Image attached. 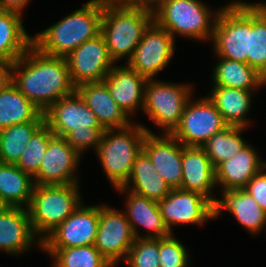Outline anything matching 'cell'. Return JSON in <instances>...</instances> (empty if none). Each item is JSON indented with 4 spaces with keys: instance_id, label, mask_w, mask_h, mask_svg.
Listing matches in <instances>:
<instances>
[{
    "instance_id": "cell-6",
    "label": "cell",
    "mask_w": 266,
    "mask_h": 267,
    "mask_svg": "<svg viewBox=\"0 0 266 267\" xmlns=\"http://www.w3.org/2000/svg\"><path fill=\"white\" fill-rule=\"evenodd\" d=\"M148 128L141 123H131L125 128L104 130L96 153L114 189L122 187L129 179Z\"/></svg>"
},
{
    "instance_id": "cell-15",
    "label": "cell",
    "mask_w": 266,
    "mask_h": 267,
    "mask_svg": "<svg viewBox=\"0 0 266 267\" xmlns=\"http://www.w3.org/2000/svg\"><path fill=\"white\" fill-rule=\"evenodd\" d=\"M99 224V205L77 209L43 241L42 248H71L94 245Z\"/></svg>"
},
{
    "instance_id": "cell-11",
    "label": "cell",
    "mask_w": 266,
    "mask_h": 267,
    "mask_svg": "<svg viewBox=\"0 0 266 267\" xmlns=\"http://www.w3.org/2000/svg\"><path fill=\"white\" fill-rule=\"evenodd\" d=\"M136 237L123 210L99 205V224L94 246L115 267L127 258Z\"/></svg>"
},
{
    "instance_id": "cell-1",
    "label": "cell",
    "mask_w": 266,
    "mask_h": 267,
    "mask_svg": "<svg viewBox=\"0 0 266 267\" xmlns=\"http://www.w3.org/2000/svg\"><path fill=\"white\" fill-rule=\"evenodd\" d=\"M12 83L43 113L76 91L66 58L43 54L33 45L13 63Z\"/></svg>"
},
{
    "instance_id": "cell-7",
    "label": "cell",
    "mask_w": 266,
    "mask_h": 267,
    "mask_svg": "<svg viewBox=\"0 0 266 267\" xmlns=\"http://www.w3.org/2000/svg\"><path fill=\"white\" fill-rule=\"evenodd\" d=\"M79 183L34 186L28 207L31 225L43 241L83 202Z\"/></svg>"
},
{
    "instance_id": "cell-8",
    "label": "cell",
    "mask_w": 266,
    "mask_h": 267,
    "mask_svg": "<svg viewBox=\"0 0 266 267\" xmlns=\"http://www.w3.org/2000/svg\"><path fill=\"white\" fill-rule=\"evenodd\" d=\"M251 32V3L230 1L221 9L214 28L212 43L217 57L247 64Z\"/></svg>"
},
{
    "instance_id": "cell-21",
    "label": "cell",
    "mask_w": 266,
    "mask_h": 267,
    "mask_svg": "<svg viewBox=\"0 0 266 267\" xmlns=\"http://www.w3.org/2000/svg\"><path fill=\"white\" fill-rule=\"evenodd\" d=\"M182 183L180 189L198 192L212 203L217 198L213 190L217 187L215 168L203 147L183 146L182 149Z\"/></svg>"
},
{
    "instance_id": "cell-3",
    "label": "cell",
    "mask_w": 266,
    "mask_h": 267,
    "mask_svg": "<svg viewBox=\"0 0 266 267\" xmlns=\"http://www.w3.org/2000/svg\"><path fill=\"white\" fill-rule=\"evenodd\" d=\"M43 114L53 134L63 137L81 156L89 148L96 152L104 129L77 91L60 98Z\"/></svg>"
},
{
    "instance_id": "cell-41",
    "label": "cell",
    "mask_w": 266,
    "mask_h": 267,
    "mask_svg": "<svg viewBox=\"0 0 266 267\" xmlns=\"http://www.w3.org/2000/svg\"><path fill=\"white\" fill-rule=\"evenodd\" d=\"M112 1L125 5H144L153 7L159 0H112Z\"/></svg>"
},
{
    "instance_id": "cell-37",
    "label": "cell",
    "mask_w": 266,
    "mask_h": 267,
    "mask_svg": "<svg viewBox=\"0 0 266 267\" xmlns=\"http://www.w3.org/2000/svg\"><path fill=\"white\" fill-rule=\"evenodd\" d=\"M188 248L178 241L173 233L165 238H159V266L187 267L190 257Z\"/></svg>"
},
{
    "instance_id": "cell-35",
    "label": "cell",
    "mask_w": 266,
    "mask_h": 267,
    "mask_svg": "<svg viewBox=\"0 0 266 267\" xmlns=\"http://www.w3.org/2000/svg\"><path fill=\"white\" fill-rule=\"evenodd\" d=\"M54 136L50 128L43 123L31 136L24 152L15 165L34 177L39 171L42 157L45 156L49 141Z\"/></svg>"
},
{
    "instance_id": "cell-5",
    "label": "cell",
    "mask_w": 266,
    "mask_h": 267,
    "mask_svg": "<svg viewBox=\"0 0 266 267\" xmlns=\"http://www.w3.org/2000/svg\"><path fill=\"white\" fill-rule=\"evenodd\" d=\"M154 21L176 35L195 40H212L217 17L223 7L214 12L201 0H159L153 7Z\"/></svg>"
},
{
    "instance_id": "cell-38",
    "label": "cell",
    "mask_w": 266,
    "mask_h": 267,
    "mask_svg": "<svg viewBox=\"0 0 266 267\" xmlns=\"http://www.w3.org/2000/svg\"><path fill=\"white\" fill-rule=\"evenodd\" d=\"M266 167L258 172L244 188L266 213Z\"/></svg>"
},
{
    "instance_id": "cell-29",
    "label": "cell",
    "mask_w": 266,
    "mask_h": 267,
    "mask_svg": "<svg viewBox=\"0 0 266 267\" xmlns=\"http://www.w3.org/2000/svg\"><path fill=\"white\" fill-rule=\"evenodd\" d=\"M31 121H44L43 112L10 83L0 91V130Z\"/></svg>"
},
{
    "instance_id": "cell-18",
    "label": "cell",
    "mask_w": 266,
    "mask_h": 267,
    "mask_svg": "<svg viewBox=\"0 0 266 267\" xmlns=\"http://www.w3.org/2000/svg\"><path fill=\"white\" fill-rule=\"evenodd\" d=\"M34 244L42 248V241L32 229L28 208L9 207L0 214V251L20 255Z\"/></svg>"
},
{
    "instance_id": "cell-9",
    "label": "cell",
    "mask_w": 266,
    "mask_h": 267,
    "mask_svg": "<svg viewBox=\"0 0 266 267\" xmlns=\"http://www.w3.org/2000/svg\"><path fill=\"white\" fill-rule=\"evenodd\" d=\"M194 88L188 83L178 84L148 79L145 85L144 114L160 128L162 134H172L179 126L181 116Z\"/></svg>"
},
{
    "instance_id": "cell-31",
    "label": "cell",
    "mask_w": 266,
    "mask_h": 267,
    "mask_svg": "<svg viewBox=\"0 0 266 267\" xmlns=\"http://www.w3.org/2000/svg\"><path fill=\"white\" fill-rule=\"evenodd\" d=\"M41 250L52 257L53 267H114L94 245Z\"/></svg>"
},
{
    "instance_id": "cell-25",
    "label": "cell",
    "mask_w": 266,
    "mask_h": 267,
    "mask_svg": "<svg viewBox=\"0 0 266 267\" xmlns=\"http://www.w3.org/2000/svg\"><path fill=\"white\" fill-rule=\"evenodd\" d=\"M122 188L156 202L164 199L172 189L156 172L143 150L137 155L130 177Z\"/></svg>"
},
{
    "instance_id": "cell-14",
    "label": "cell",
    "mask_w": 266,
    "mask_h": 267,
    "mask_svg": "<svg viewBox=\"0 0 266 267\" xmlns=\"http://www.w3.org/2000/svg\"><path fill=\"white\" fill-rule=\"evenodd\" d=\"M158 205L163 221L171 234L172 226L201 225L213 219V203L198 192L180 188L171 189Z\"/></svg>"
},
{
    "instance_id": "cell-30",
    "label": "cell",
    "mask_w": 266,
    "mask_h": 267,
    "mask_svg": "<svg viewBox=\"0 0 266 267\" xmlns=\"http://www.w3.org/2000/svg\"><path fill=\"white\" fill-rule=\"evenodd\" d=\"M35 183L15 164L0 162V196L10 207L28 208Z\"/></svg>"
},
{
    "instance_id": "cell-20",
    "label": "cell",
    "mask_w": 266,
    "mask_h": 267,
    "mask_svg": "<svg viewBox=\"0 0 266 267\" xmlns=\"http://www.w3.org/2000/svg\"><path fill=\"white\" fill-rule=\"evenodd\" d=\"M221 192V199H216L213 203V219L218 218L225 209L252 235H257L266 228V213L245 189Z\"/></svg>"
},
{
    "instance_id": "cell-40",
    "label": "cell",
    "mask_w": 266,
    "mask_h": 267,
    "mask_svg": "<svg viewBox=\"0 0 266 267\" xmlns=\"http://www.w3.org/2000/svg\"><path fill=\"white\" fill-rule=\"evenodd\" d=\"M30 0H0L3 11L16 12L23 15V11L29 5Z\"/></svg>"
},
{
    "instance_id": "cell-23",
    "label": "cell",
    "mask_w": 266,
    "mask_h": 267,
    "mask_svg": "<svg viewBox=\"0 0 266 267\" xmlns=\"http://www.w3.org/2000/svg\"><path fill=\"white\" fill-rule=\"evenodd\" d=\"M261 160L257 150L247 143L233 158L215 168L216 186L222 188L221 190L244 189L266 167V162Z\"/></svg>"
},
{
    "instance_id": "cell-24",
    "label": "cell",
    "mask_w": 266,
    "mask_h": 267,
    "mask_svg": "<svg viewBox=\"0 0 266 267\" xmlns=\"http://www.w3.org/2000/svg\"><path fill=\"white\" fill-rule=\"evenodd\" d=\"M76 91L96 115L104 130L125 128L131 124L132 117L129 118L117 105L104 81L82 84L76 88Z\"/></svg>"
},
{
    "instance_id": "cell-28",
    "label": "cell",
    "mask_w": 266,
    "mask_h": 267,
    "mask_svg": "<svg viewBox=\"0 0 266 267\" xmlns=\"http://www.w3.org/2000/svg\"><path fill=\"white\" fill-rule=\"evenodd\" d=\"M213 70V86H223L254 91L266 85V78L254 67L240 61H232L223 57Z\"/></svg>"
},
{
    "instance_id": "cell-39",
    "label": "cell",
    "mask_w": 266,
    "mask_h": 267,
    "mask_svg": "<svg viewBox=\"0 0 266 267\" xmlns=\"http://www.w3.org/2000/svg\"><path fill=\"white\" fill-rule=\"evenodd\" d=\"M13 63L0 59V91L12 83Z\"/></svg>"
},
{
    "instance_id": "cell-4",
    "label": "cell",
    "mask_w": 266,
    "mask_h": 267,
    "mask_svg": "<svg viewBox=\"0 0 266 267\" xmlns=\"http://www.w3.org/2000/svg\"><path fill=\"white\" fill-rule=\"evenodd\" d=\"M154 21L153 8L144 5H125L104 0L101 34L109 54L117 64L129 60L141 41L145 30Z\"/></svg>"
},
{
    "instance_id": "cell-12",
    "label": "cell",
    "mask_w": 266,
    "mask_h": 267,
    "mask_svg": "<svg viewBox=\"0 0 266 267\" xmlns=\"http://www.w3.org/2000/svg\"><path fill=\"white\" fill-rule=\"evenodd\" d=\"M175 45L172 35L153 21L145 30L133 56L125 64L139 75L155 79V75L171 61Z\"/></svg>"
},
{
    "instance_id": "cell-43",
    "label": "cell",
    "mask_w": 266,
    "mask_h": 267,
    "mask_svg": "<svg viewBox=\"0 0 266 267\" xmlns=\"http://www.w3.org/2000/svg\"><path fill=\"white\" fill-rule=\"evenodd\" d=\"M266 15V2L254 3Z\"/></svg>"
},
{
    "instance_id": "cell-26",
    "label": "cell",
    "mask_w": 266,
    "mask_h": 267,
    "mask_svg": "<svg viewBox=\"0 0 266 267\" xmlns=\"http://www.w3.org/2000/svg\"><path fill=\"white\" fill-rule=\"evenodd\" d=\"M252 91L213 86L208 98L214 103L228 126L248 128L246 118L251 110Z\"/></svg>"
},
{
    "instance_id": "cell-42",
    "label": "cell",
    "mask_w": 266,
    "mask_h": 267,
    "mask_svg": "<svg viewBox=\"0 0 266 267\" xmlns=\"http://www.w3.org/2000/svg\"><path fill=\"white\" fill-rule=\"evenodd\" d=\"M9 207L8 203L0 196V214L6 211Z\"/></svg>"
},
{
    "instance_id": "cell-16",
    "label": "cell",
    "mask_w": 266,
    "mask_h": 267,
    "mask_svg": "<svg viewBox=\"0 0 266 267\" xmlns=\"http://www.w3.org/2000/svg\"><path fill=\"white\" fill-rule=\"evenodd\" d=\"M81 155L63 137L54 136L48 144L38 173L33 177L36 185L73 184L77 179V166Z\"/></svg>"
},
{
    "instance_id": "cell-10",
    "label": "cell",
    "mask_w": 266,
    "mask_h": 267,
    "mask_svg": "<svg viewBox=\"0 0 266 267\" xmlns=\"http://www.w3.org/2000/svg\"><path fill=\"white\" fill-rule=\"evenodd\" d=\"M192 100L191 97L186 103L180 124L172 135L184 146L202 147L228 125L208 96Z\"/></svg>"
},
{
    "instance_id": "cell-2",
    "label": "cell",
    "mask_w": 266,
    "mask_h": 267,
    "mask_svg": "<svg viewBox=\"0 0 266 267\" xmlns=\"http://www.w3.org/2000/svg\"><path fill=\"white\" fill-rule=\"evenodd\" d=\"M104 0H89L49 28L32 35V45L43 54L66 58L85 41L101 33Z\"/></svg>"
},
{
    "instance_id": "cell-22",
    "label": "cell",
    "mask_w": 266,
    "mask_h": 267,
    "mask_svg": "<svg viewBox=\"0 0 266 267\" xmlns=\"http://www.w3.org/2000/svg\"><path fill=\"white\" fill-rule=\"evenodd\" d=\"M115 190L121 192V194L128 193L126 195L124 213L136 238H165L171 235L161 216L158 202L125 190L122 187ZM140 227L148 231L144 235H140L138 231Z\"/></svg>"
},
{
    "instance_id": "cell-32",
    "label": "cell",
    "mask_w": 266,
    "mask_h": 267,
    "mask_svg": "<svg viewBox=\"0 0 266 267\" xmlns=\"http://www.w3.org/2000/svg\"><path fill=\"white\" fill-rule=\"evenodd\" d=\"M43 123L31 121L0 130V162L16 164L31 136Z\"/></svg>"
},
{
    "instance_id": "cell-36",
    "label": "cell",
    "mask_w": 266,
    "mask_h": 267,
    "mask_svg": "<svg viewBox=\"0 0 266 267\" xmlns=\"http://www.w3.org/2000/svg\"><path fill=\"white\" fill-rule=\"evenodd\" d=\"M124 262L128 267H160L159 238H136Z\"/></svg>"
},
{
    "instance_id": "cell-17",
    "label": "cell",
    "mask_w": 266,
    "mask_h": 267,
    "mask_svg": "<svg viewBox=\"0 0 266 267\" xmlns=\"http://www.w3.org/2000/svg\"><path fill=\"white\" fill-rule=\"evenodd\" d=\"M183 144L172 134H155L150 129L144 138L142 150L148 155L156 172L172 188L182 183Z\"/></svg>"
},
{
    "instance_id": "cell-19",
    "label": "cell",
    "mask_w": 266,
    "mask_h": 267,
    "mask_svg": "<svg viewBox=\"0 0 266 267\" xmlns=\"http://www.w3.org/2000/svg\"><path fill=\"white\" fill-rule=\"evenodd\" d=\"M147 78L139 75L126 65L112 67L103 80L110 95L128 117L144 107L145 85Z\"/></svg>"
},
{
    "instance_id": "cell-33",
    "label": "cell",
    "mask_w": 266,
    "mask_h": 267,
    "mask_svg": "<svg viewBox=\"0 0 266 267\" xmlns=\"http://www.w3.org/2000/svg\"><path fill=\"white\" fill-rule=\"evenodd\" d=\"M245 127L227 126L215 133L202 147L214 168L233 158L248 143L242 138ZM241 135V136H240Z\"/></svg>"
},
{
    "instance_id": "cell-13",
    "label": "cell",
    "mask_w": 266,
    "mask_h": 267,
    "mask_svg": "<svg viewBox=\"0 0 266 267\" xmlns=\"http://www.w3.org/2000/svg\"><path fill=\"white\" fill-rule=\"evenodd\" d=\"M66 61L76 88L86 83L102 82L116 64L101 33L73 50Z\"/></svg>"
},
{
    "instance_id": "cell-27",
    "label": "cell",
    "mask_w": 266,
    "mask_h": 267,
    "mask_svg": "<svg viewBox=\"0 0 266 267\" xmlns=\"http://www.w3.org/2000/svg\"><path fill=\"white\" fill-rule=\"evenodd\" d=\"M22 15L11 11L0 13V59L14 63L32 46Z\"/></svg>"
},
{
    "instance_id": "cell-34",
    "label": "cell",
    "mask_w": 266,
    "mask_h": 267,
    "mask_svg": "<svg viewBox=\"0 0 266 267\" xmlns=\"http://www.w3.org/2000/svg\"><path fill=\"white\" fill-rule=\"evenodd\" d=\"M247 64L266 78V15L254 3H251Z\"/></svg>"
}]
</instances>
